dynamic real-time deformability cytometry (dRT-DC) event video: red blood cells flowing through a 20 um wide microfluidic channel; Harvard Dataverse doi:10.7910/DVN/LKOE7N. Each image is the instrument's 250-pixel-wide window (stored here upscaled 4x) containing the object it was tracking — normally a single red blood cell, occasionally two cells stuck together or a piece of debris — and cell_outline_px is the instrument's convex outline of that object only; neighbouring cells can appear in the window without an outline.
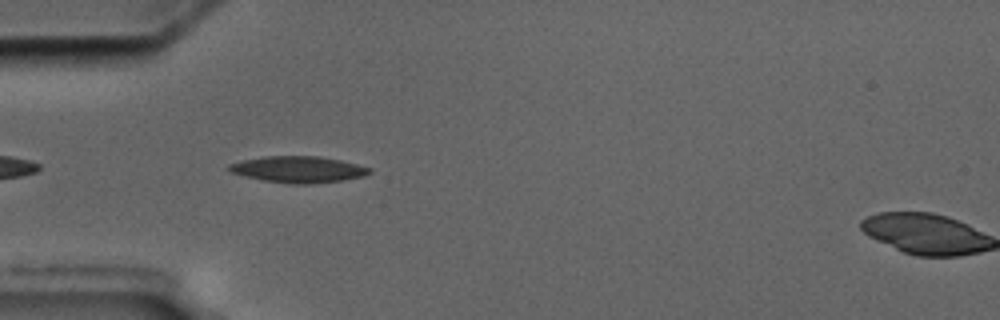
{"species": "common noctule bat (a hibernating species)", "species_latin": "Nyctalus noctula", "temperature_condition": "cold", "stored_images_in_passage": 42, "camera_frame_rate_fps": 3000, "um_per_image_px": 0.085, "animal": {"sex": "male", "body_mass_g": 17.5, "forearm_length_mm": 52.3}, "frame": {"image": 1, "passage_image": 3, "time_ms": 0.667, "image_size_px": [1000, 320], "cell_outline_px": [[372, 172], [364, 176], [340, 180], [308, 184], [288, 184], [264, 180], [232, 172], [228, 168], [228, 164], [244, 160], [264, 156], [320, 156], [340, 160], [372, 168]], "centroid_in_image_um": [25.39, 14.39], "position_along_channel_um": 59.6, "area_um2": 21.33}}
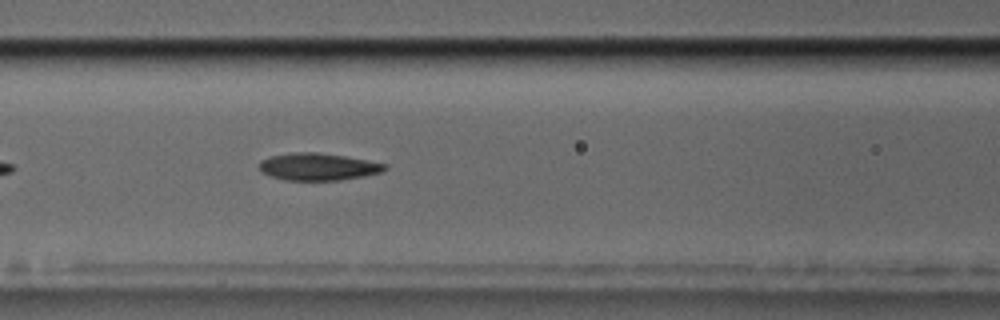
{"frame": {"image": 2, "passage_image": 10, "time_ms": 3.0, "image_size_px": [1000, 320], "cell_outline_px": [[388, 168], [380, 172], [364, 176], [340, 180], [284, 180], [272, 176], [264, 172], [260, 168], [260, 160], [272, 156], [292, 152], [320, 152], [344, 156], [388, 164]], "centroid_in_image_um": [27.06, 14.16], "position_along_channel_um": 139.5, "area_um2": 19.77}}
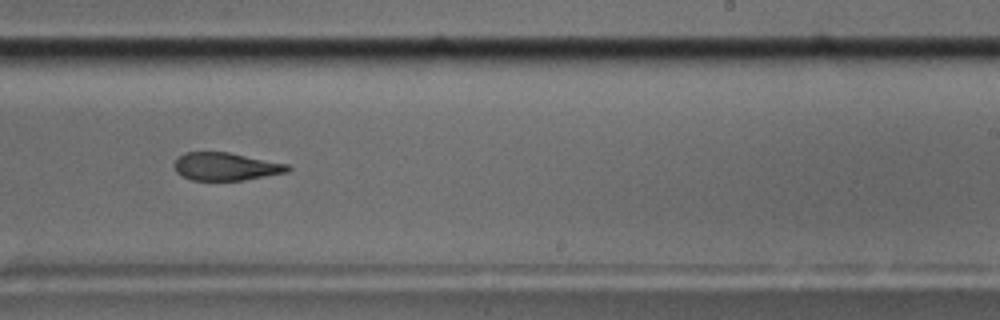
{"frame": {"image": 3, "passage_image": 21, "time_ms": 6.667, "image_size_px": [1000, 320], "cell_outline_px": [[292, 168], [288, 172], [244, 180], [192, 180], [176, 172], [172, 164], [184, 152], [228, 152], [288, 164]], "centroid_in_image_um": [19.19, 14.15], "position_along_channel_um": 269.8, "area_um2": 18.38}, "authors_computed_cell_mechanics": {"area_um2": 20.4612, "velocity_mm_per_s": 3.569, "shape_relaxation_time_tau1_ms": 7.6184, "shape_relaxation_time_tau2_ms": 3.3018, "deformation_change_tau1": 0.1947, "deformation_change_tau2": 0.118}}